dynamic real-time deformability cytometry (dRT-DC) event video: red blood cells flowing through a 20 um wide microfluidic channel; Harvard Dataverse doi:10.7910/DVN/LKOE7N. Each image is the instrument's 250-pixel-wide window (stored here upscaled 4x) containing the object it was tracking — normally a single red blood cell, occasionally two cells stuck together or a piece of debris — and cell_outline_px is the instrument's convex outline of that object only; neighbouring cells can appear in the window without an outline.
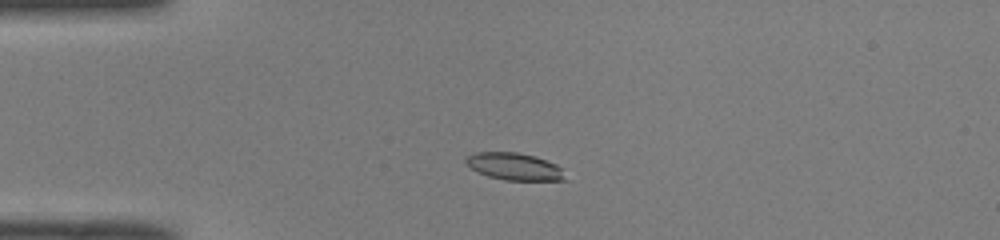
{"species": "common noctule bat (a hibernating species)", "species_latin": "Nyctalus noctula", "temperature_condition": "room temperature", "stored_images_in_passage": 45, "camera_frame_rate_fps": 3000, "um_per_image_px": 0.085, "animal": {"sex": "male", "body_mass_g": 19.0, "forearm_length_mm": 50.8}, "frame": {"image": 1, "passage_image": 7, "time_ms": 2.0, "image_size_px": [1000, 240], "cell_outline_px": [[568, 180], [504, 180], [488, 176], [476, 172], [464, 160], [468, 156], [476, 152], [516, 152], [536, 156], [556, 164], [560, 168]], "centroid_in_image_um": [43.72, 14.15], "position_along_channel_um": 41.3, "area_um2": 15.66}}
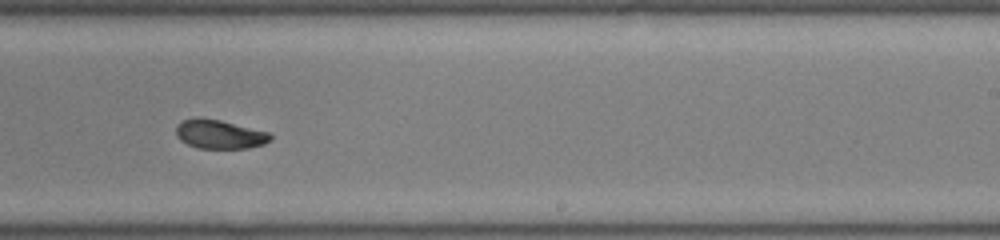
{"frame": {"image": 2, "passage_image": 26, "time_ms": 8.333, "image_size_px": [1000, 240], "cell_outline_px": [[272, 140], [264, 144], [248, 148], [200, 148], [188, 144], [180, 140], [176, 136], [176, 124], [180, 120], [196, 116], [200, 116], [220, 120], [268, 132], [272, 136]], "centroid_in_image_um": [18.62, 11.39], "position_along_channel_um": 270.4, "area_um2": 16.13}}
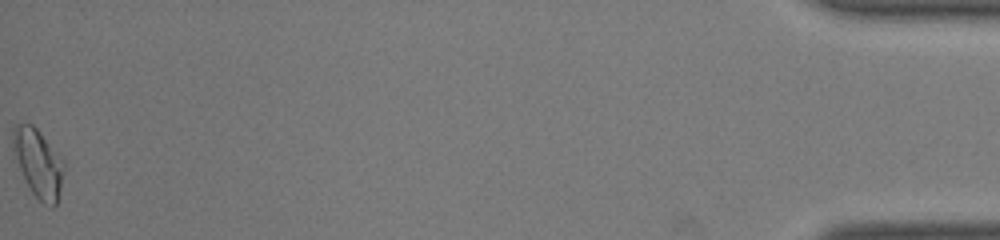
{"frame": {"image": 3, "passage_image": 45, "time_ms": 14.667, "image_size_px": [1000, 240], "cell_outline_px": [[64, 168], [60, 188], [56, 204], [52, 208], [44, 204], [32, 192], [20, 168], [12, 148], [12, 128], [16, 124], [32, 124], [36, 128], [64, 164]], "centroid_in_image_um": [3.22, 13.86], "position_along_channel_um": 432.0, "area_um2": 19.42}, "authors_computed_cell_mechanics": {"area_um2": 16.4152, "velocity_mm_per_s": 4.0747, "shape_relaxation_time_tau1_ms": 5.5906, "shape_relaxation_time_tau2_ms": 3.5953, "deformation_change_tau1": 0.1588, "deformation_change_tau2": 0.0798}}